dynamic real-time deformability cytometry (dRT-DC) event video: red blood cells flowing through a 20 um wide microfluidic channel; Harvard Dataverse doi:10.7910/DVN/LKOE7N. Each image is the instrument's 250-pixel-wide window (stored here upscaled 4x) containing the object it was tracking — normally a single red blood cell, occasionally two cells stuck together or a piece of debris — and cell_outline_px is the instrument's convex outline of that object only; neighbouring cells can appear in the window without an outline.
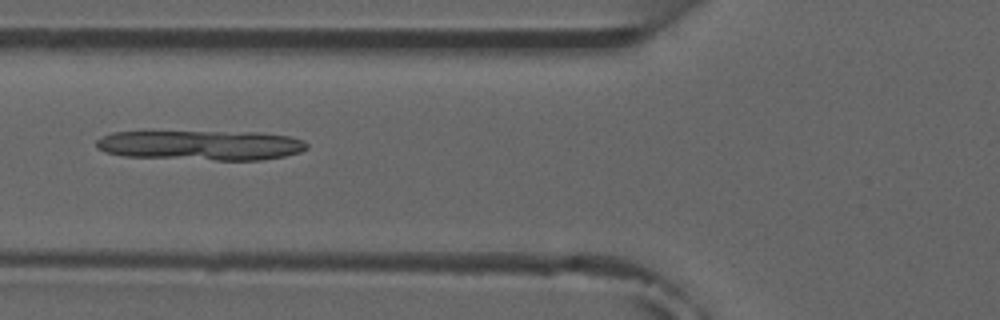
{"species": "common noctule bat (a hibernating species)", "species_latin": "Nyctalus noctula", "temperature_condition": "room temperature", "stored_images_in_passage": 6, "camera_frame_rate_fps": 3000, "um_per_image_px": 0.085, "animal": {"sex": "male", "forearm_length_mm": 52.5}, "frame": {"image": 1, "passage_image": 6, "time_ms": 5.667, "image_size_px": [1000, 320], "cell_outline_px": [[308, 148], [300, 152], [284, 156], [264, 160], [216, 160], [124, 156], [104, 152], [96, 148], [96, 140], [112, 132], [256, 132], [288, 136], [304, 140], [308, 144]], "centroid_in_image_um": [17.1, 12.35], "position_along_channel_um": 108.7, "area_um2": 36.65}}